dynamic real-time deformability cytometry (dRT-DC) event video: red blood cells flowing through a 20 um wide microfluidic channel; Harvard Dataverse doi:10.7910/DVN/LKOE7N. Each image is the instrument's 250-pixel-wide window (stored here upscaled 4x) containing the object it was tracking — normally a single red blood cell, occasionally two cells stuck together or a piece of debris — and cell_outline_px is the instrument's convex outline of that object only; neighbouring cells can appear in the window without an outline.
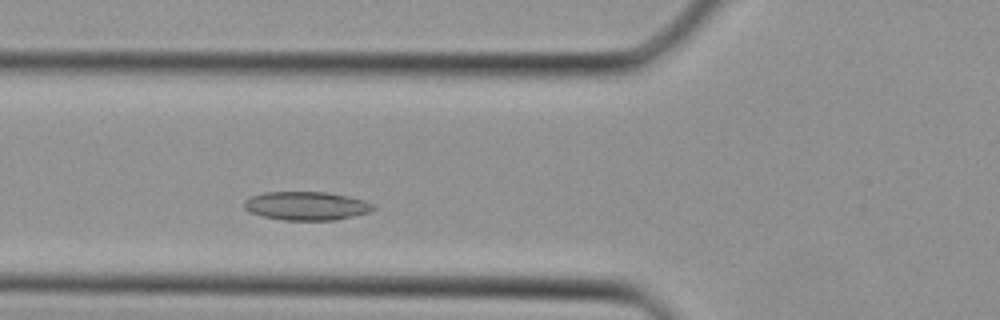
{"species": "Egyptian fruit bat (a non-hibernating species)", "species_latin": "Rousettus aegyptiacus", "temperature_condition": "cold", "stored_images_in_passage": 20, "camera_frame_rate_fps": 3000, "um_per_image_px": 0.085, "animal": {"sex": "female"}, "frame": {"image": 1, "passage_image": 6, "time_ms": 1.667, "image_size_px": [1000, 320], "cell_outline_px": [[376, 208], [368, 212], [336, 220], [284, 220], [264, 216], [248, 212], [244, 208], [244, 200], [252, 196], [264, 192], [328, 192], [348, 196], [364, 200], [376, 204]], "centroid_in_image_um": [26.06, 17.49], "position_along_channel_um": 99.7, "area_um2": 21.56}}
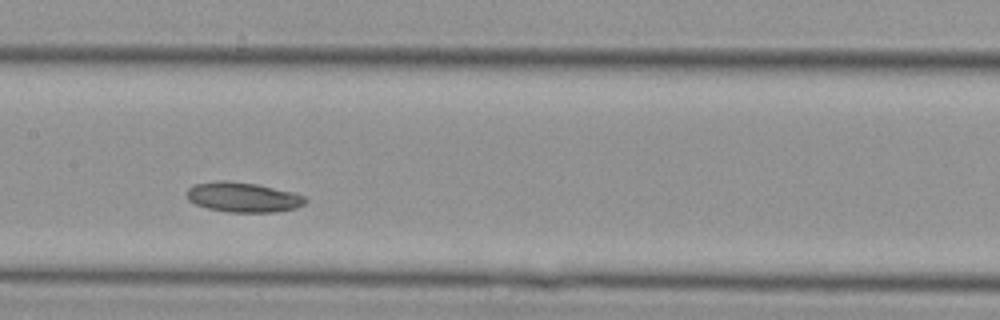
{"frame": {"image": 2, "passage_image": 11, "time_ms": 3.333, "image_size_px": [1000, 320], "cell_outline_px": [[308, 200], [304, 204], [296, 208], [276, 212], [228, 212], [208, 208], [196, 204], [188, 200], [188, 188], [196, 184], [216, 180], [228, 180], [256, 184], [296, 192], [304, 196]], "centroid_in_image_um": [20.7, 16.76], "position_along_channel_um": 186.7, "area_um2": 20.75}}
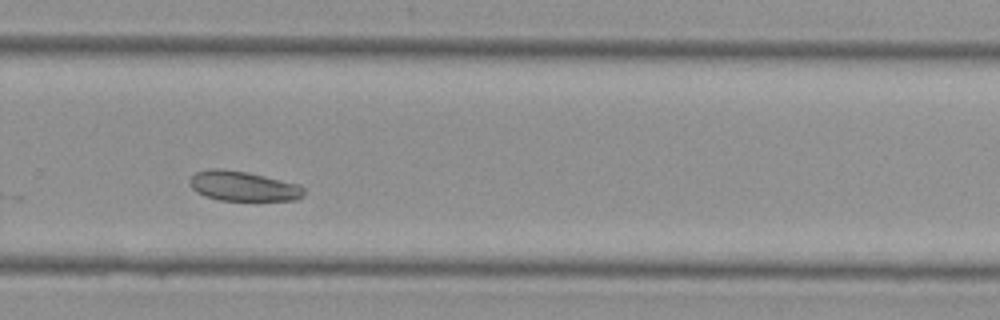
{"frame": {"image": 3, "passage_image": 18, "time_ms": 5.667, "image_size_px": [1000, 320], "cell_outline_px": [[304, 196], [296, 200], [220, 200], [204, 196], [196, 192], [192, 188], [188, 180], [196, 172], [208, 168], [220, 168], [248, 172], [300, 184], [304, 188]], "centroid_in_image_um": [20.66, 15.81], "position_along_channel_um": 309.1, "area_um2": 20.06}}